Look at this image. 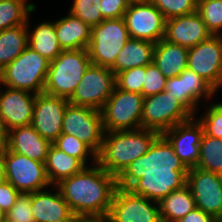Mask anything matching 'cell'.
<instances>
[{
    "label": "cell",
    "instance_id": "6da1fadb",
    "mask_svg": "<svg viewBox=\"0 0 222 222\" xmlns=\"http://www.w3.org/2000/svg\"><path fill=\"white\" fill-rule=\"evenodd\" d=\"M188 170L173 146L160 134L146 154L134 160L116 178L117 187L159 203L173 190L186 185Z\"/></svg>",
    "mask_w": 222,
    "mask_h": 222
},
{
    "label": "cell",
    "instance_id": "7a4b0ae2",
    "mask_svg": "<svg viewBox=\"0 0 222 222\" xmlns=\"http://www.w3.org/2000/svg\"><path fill=\"white\" fill-rule=\"evenodd\" d=\"M94 165L85 166L55 185L75 215H107L109 212L117 179L97 163Z\"/></svg>",
    "mask_w": 222,
    "mask_h": 222
},
{
    "label": "cell",
    "instance_id": "3957f363",
    "mask_svg": "<svg viewBox=\"0 0 222 222\" xmlns=\"http://www.w3.org/2000/svg\"><path fill=\"white\" fill-rule=\"evenodd\" d=\"M160 134L155 130L105 132L97 164L116 178L138 157L148 151Z\"/></svg>",
    "mask_w": 222,
    "mask_h": 222
},
{
    "label": "cell",
    "instance_id": "277c9868",
    "mask_svg": "<svg viewBox=\"0 0 222 222\" xmlns=\"http://www.w3.org/2000/svg\"><path fill=\"white\" fill-rule=\"evenodd\" d=\"M91 64L87 50H63L49 64L43 92L69 99Z\"/></svg>",
    "mask_w": 222,
    "mask_h": 222
},
{
    "label": "cell",
    "instance_id": "5b68a950",
    "mask_svg": "<svg viewBox=\"0 0 222 222\" xmlns=\"http://www.w3.org/2000/svg\"><path fill=\"white\" fill-rule=\"evenodd\" d=\"M50 61L27 47L0 72V84L34 94L44 91Z\"/></svg>",
    "mask_w": 222,
    "mask_h": 222
},
{
    "label": "cell",
    "instance_id": "8992f818",
    "mask_svg": "<svg viewBox=\"0 0 222 222\" xmlns=\"http://www.w3.org/2000/svg\"><path fill=\"white\" fill-rule=\"evenodd\" d=\"M144 97L116 86L101 109L105 132L131 131L141 128Z\"/></svg>",
    "mask_w": 222,
    "mask_h": 222
},
{
    "label": "cell",
    "instance_id": "52a82bcc",
    "mask_svg": "<svg viewBox=\"0 0 222 222\" xmlns=\"http://www.w3.org/2000/svg\"><path fill=\"white\" fill-rule=\"evenodd\" d=\"M129 39L123 17L104 19L97 26L92 27L91 39L87 48L91 63L111 68Z\"/></svg>",
    "mask_w": 222,
    "mask_h": 222
},
{
    "label": "cell",
    "instance_id": "ba28073f",
    "mask_svg": "<svg viewBox=\"0 0 222 222\" xmlns=\"http://www.w3.org/2000/svg\"><path fill=\"white\" fill-rule=\"evenodd\" d=\"M193 117L194 115L178 99L162 91L144 97L141 128L163 134L166 130Z\"/></svg>",
    "mask_w": 222,
    "mask_h": 222
},
{
    "label": "cell",
    "instance_id": "9c48e42d",
    "mask_svg": "<svg viewBox=\"0 0 222 222\" xmlns=\"http://www.w3.org/2000/svg\"><path fill=\"white\" fill-rule=\"evenodd\" d=\"M3 164L5 179L10 182L20 193H31L44 190L51 186L45 163L33 160L5 149L0 154Z\"/></svg>",
    "mask_w": 222,
    "mask_h": 222
},
{
    "label": "cell",
    "instance_id": "30bf717a",
    "mask_svg": "<svg viewBox=\"0 0 222 222\" xmlns=\"http://www.w3.org/2000/svg\"><path fill=\"white\" fill-rule=\"evenodd\" d=\"M115 86V74L110 68L91 64L68 101L101 111Z\"/></svg>",
    "mask_w": 222,
    "mask_h": 222
},
{
    "label": "cell",
    "instance_id": "8fae6325",
    "mask_svg": "<svg viewBox=\"0 0 222 222\" xmlns=\"http://www.w3.org/2000/svg\"><path fill=\"white\" fill-rule=\"evenodd\" d=\"M62 133L78 137L98 154L105 133L101 111L68 103L63 117Z\"/></svg>",
    "mask_w": 222,
    "mask_h": 222
},
{
    "label": "cell",
    "instance_id": "7c38bea8",
    "mask_svg": "<svg viewBox=\"0 0 222 222\" xmlns=\"http://www.w3.org/2000/svg\"><path fill=\"white\" fill-rule=\"evenodd\" d=\"M123 18L130 38L154 43L164 38L166 19L149 0L131 1Z\"/></svg>",
    "mask_w": 222,
    "mask_h": 222
},
{
    "label": "cell",
    "instance_id": "4fadbf2b",
    "mask_svg": "<svg viewBox=\"0 0 222 222\" xmlns=\"http://www.w3.org/2000/svg\"><path fill=\"white\" fill-rule=\"evenodd\" d=\"M107 216L110 222H162L157 202L120 187L115 189Z\"/></svg>",
    "mask_w": 222,
    "mask_h": 222
},
{
    "label": "cell",
    "instance_id": "5bb4252c",
    "mask_svg": "<svg viewBox=\"0 0 222 222\" xmlns=\"http://www.w3.org/2000/svg\"><path fill=\"white\" fill-rule=\"evenodd\" d=\"M186 185L194 197L196 207L222 222V175L197 167L190 168L186 175Z\"/></svg>",
    "mask_w": 222,
    "mask_h": 222
},
{
    "label": "cell",
    "instance_id": "9a60e30c",
    "mask_svg": "<svg viewBox=\"0 0 222 222\" xmlns=\"http://www.w3.org/2000/svg\"><path fill=\"white\" fill-rule=\"evenodd\" d=\"M187 68L203 77L216 90L222 86V35H211L207 40L188 49Z\"/></svg>",
    "mask_w": 222,
    "mask_h": 222
},
{
    "label": "cell",
    "instance_id": "2e32d148",
    "mask_svg": "<svg viewBox=\"0 0 222 222\" xmlns=\"http://www.w3.org/2000/svg\"><path fill=\"white\" fill-rule=\"evenodd\" d=\"M68 103V99L45 92L36 94L31 125L51 144L62 134L63 117Z\"/></svg>",
    "mask_w": 222,
    "mask_h": 222
},
{
    "label": "cell",
    "instance_id": "e0dca14e",
    "mask_svg": "<svg viewBox=\"0 0 222 222\" xmlns=\"http://www.w3.org/2000/svg\"><path fill=\"white\" fill-rule=\"evenodd\" d=\"M164 91L178 99L193 115H196L199 100L212 97L218 90L203 77L186 68L180 75L167 78Z\"/></svg>",
    "mask_w": 222,
    "mask_h": 222
},
{
    "label": "cell",
    "instance_id": "ac0fdd59",
    "mask_svg": "<svg viewBox=\"0 0 222 222\" xmlns=\"http://www.w3.org/2000/svg\"><path fill=\"white\" fill-rule=\"evenodd\" d=\"M204 128L193 117L187 122L180 123L166 130L162 135L173 146L175 154L190 169L197 166L200 158V142Z\"/></svg>",
    "mask_w": 222,
    "mask_h": 222
},
{
    "label": "cell",
    "instance_id": "d6986e66",
    "mask_svg": "<svg viewBox=\"0 0 222 222\" xmlns=\"http://www.w3.org/2000/svg\"><path fill=\"white\" fill-rule=\"evenodd\" d=\"M2 92L0 90V116L6 129L9 131L16 127L30 125L36 94L9 87Z\"/></svg>",
    "mask_w": 222,
    "mask_h": 222
},
{
    "label": "cell",
    "instance_id": "ffe728a7",
    "mask_svg": "<svg viewBox=\"0 0 222 222\" xmlns=\"http://www.w3.org/2000/svg\"><path fill=\"white\" fill-rule=\"evenodd\" d=\"M211 35L197 11L166 19L165 22L164 39L188 49L207 40Z\"/></svg>",
    "mask_w": 222,
    "mask_h": 222
},
{
    "label": "cell",
    "instance_id": "44dd1931",
    "mask_svg": "<svg viewBox=\"0 0 222 222\" xmlns=\"http://www.w3.org/2000/svg\"><path fill=\"white\" fill-rule=\"evenodd\" d=\"M50 145L31 124L8 131L7 149L33 160L45 163Z\"/></svg>",
    "mask_w": 222,
    "mask_h": 222
},
{
    "label": "cell",
    "instance_id": "7402d4cb",
    "mask_svg": "<svg viewBox=\"0 0 222 222\" xmlns=\"http://www.w3.org/2000/svg\"><path fill=\"white\" fill-rule=\"evenodd\" d=\"M56 193L49 190L31 192V210L35 222H53L62 219H75L68 203L64 200L56 186Z\"/></svg>",
    "mask_w": 222,
    "mask_h": 222
},
{
    "label": "cell",
    "instance_id": "603a6c76",
    "mask_svg": "<svg viewBox=\"0 0 222 222\" xmlns=\"http://www.w3.org/2000/svg\"><path fill=\"white\" fill-rule=\"evenodd\" d=\"M68 16L54 21L59 44L63 50H87L92 28L68 12Z\"/></svg>",
    "mask_w": 222,
    "mask_h": 222
},
{
    "label": "cell",
    "instance_id": "cb8c5ba5",
    "mask_svg": "<svg viewBox=\"0 0 222 222\" xmlns=\"http://www.w3.org/2000/svg\"><path fill=\"white\" fill-rule=\"evenodd\" d=\"M153 63L166 78L178 76L187 68L188 48L163 38L155 45Z\"/></svg>",
    "mask_w": 222,
    "mask_h": 222
},
{
    "label": "cell",
    "instance_id": "d4e9b609",
    "mask_svg": "<svg viewBox=\"0 0 222 222\" xmlns=\"http://www.w3.org/2000/svg\"><path fill=\"white\" fill-rule=\"evenodd\" d=\"M155 45L154 42L130 38L117 55L115 63L110 69L116 75L128 69L151 64Z\"/></svg>",
    "mask_w": 222,
    "mask_h": 222
},
{
    "label": "cell",
    "instance_id": "484cf974",
    "mask_svg": "<svg viewBox=\"0 0 222 222\" xmlns=\"http://www.w3.org/2000/svg\"><path fill=\"white\" fill-rule=\"evenodd\" d=\"M85 165L76 157L51 144L45 161V170L50 184L55 186L61 180L80 172Z\"/></svg>",
    "mask_w": 222,
    "mask_h": 222
},
{
    "label": "cell",
    "instance_id": "4316f807",
    "mask_svg": "<svg viewBox=\"0 0 222 222\" xmlns=\"http://www.w3.org/2000/svg\"><path fill=\"white\" fill-rule=\"evenodd\" d=\"M158 204L162 222H178L196 208L194 197L187 185L173 190Z\"/></svg>",
    "mask_w": 222,
    "mask_h": 222
},
{
    "label": "cell",
    "instance_id": "83f0119b",
    "mask_svg": "<svg viewBox=\"0 0 222 222\" xmlns=\"http://www.w3.org/2000/svg\"><path fill=\"white\" fill-rule=\"evenodd\" d=\"M0 31V72L28 47L29 21Z\"/></svg>",
    "mask_w": 222,
    "mask_h": 222
},
{
    "label": "cell",
    "instance_id": "f1b7e54d",
    "mask_svg": "<svg viewBox=\"0 0 222 222\" xmlns=\"http://www.w3.org/2000/svg\"><path fill=\"white\" fill-rule=\"evenodd\" d=\"M28 47L50 62L56 59L63 49L57 39L54 22H42L31 33L28 31Z\"/></svg>",
    "mask_w": 222,
    "mask_h": 222
},
{
    "label": "cell",
    "instance_id": "f546056e",
    "mask_svg": "<svg viewBox=\"0 0 222 222\" xmlns=\"http://www.w3.org/2000/svg\"><path fill=\"white\" fill-rule=\"evenodd\" d=\"M35 9V4H28L26 0H0V31L27 25L28 16Z\"/></svg>",
    "mask_w": 222,
    "mask_h": 222
},
{
    "label": "cell",
    "instance_id": "4dcf8cb0",
    "mask_svg": "<svg viewBox=\"0 0 222 222\" xmlns=\"http://www.w3.org/2000/svg\"><path fill=\"white\" fill-rule=\"evenodd\" d=\"M197 168L222 175V139L202 135Z\"/></svg>",
    "mask_w": 222,
    "mask_h": 222
},
{
    "label": "cell",
    "instance_id": "1f68e13d",
    "mask_svg": "<svg viewBox=\"0 0 222 222\" xmlns=\"http://www.w3.org/2000/svg\"><path fill=\"white\" fill-rule=\"evenodd\" d=\"M53 144L66 154L79 159L85 166L88 164L89 155H92L94 163L97 162V154L76 136L62 133Z\"/></svg>",
    "mask_w": 222,
    "mask_h": 222
},
{
    "label": "cell",
    "instance_id": "d6a6232c",
    "mask_svg": "<svg viewBox=\"0 0 222 222\" xmlns=\"http://www.w3.org/2000/svg\"><path fill=\"white\" fill-rule=\"evenodd\" d=\"M197 12L212 35H222V0H198Z\"/></svg>",
    "mask_w": 222,
    "mask_h": 222
},
{
    "label": "cell",
    "instance_id": "836d02e7",
    "mask_svg": "<svg viewBox=\"0 0 222 222\" xmlns=\"http://www.w3.org/2000/svg\"><path fill=\"white\" fill-rule=\"evenodd\" d=\"M100 2L101 0H74L69 12L92 28L104 20Z\"/></svg>",
    "mask_w": 222,
    "mask_h": 222
},
{
    "label": "cell",
    "instance_id": "e575fe53",
    "mask_svg": "<svg viewBox=\"0 0 222 222\" xmlns=\"http://www.w3.org/2000/svg\"><path fill=\"white\" fill-rule=\"evenodd\" d=\"M165 19L188 15L197 11L198 0H149Z\"/></svg>",
    "mask_w": 222,
    "mask_h": 222
},
{
    "label": "cell",
    "instance_id": "d590c367",
    "mask_svg": "<svg viewBox=\"0 0 222 222\" xmlns=\"http://www.w3.org/2000/svg\"><path fill=\"white\" fill-rule=\"evenodd\" d=\"M146 66L135 67L115 75L116 87L132 93L143 95V82Z\"/></svg>",
    "mask_w": 222,
    "mask_h": 222
},
{
    "label": "cell",
    "instance_id": "8d00e7d4",
    "mask_svg": "<svg viewBox=\"0 0 222 222\" xmlns=\"http://www.w3.org/2000/svg\"><path fill=\"white\" fill-rule=\"evenodd\" d=\"M204 117L197 120L202 124L204 132L215 138L222 139V103H212Z\"/></svg>",
    "mask_w": 222,
    "mask_h": 222
},
{
    "label": "cell",
    "instance_id": "74e56055",
    "mask_svg": "<svg viewBox=\"0 0 222 222\" xmlns=\"http://www.w3.org/2000/svg\"><path fill=\"white\" fill-rule=\"evenodd\" d=\"M5 222H35L31 210V193H21L5 214Z\"/></svg>",
    "mask_w": 222,
    "mask_h": 222
},
{
    "label": "cell",
    "instance_id": "f35d334b",
    "mask_svg": "<svg viewBox=\"0 0 222 222\" xmlns=\"http://www.w3.org/2000/svg\"><path fill=\"white\" fill-rule=\"evenodd\" d=\"M167 78L160 72L152 62L146 65V72L143 82V97L155 95L165 90Z\"/></svg>",
    "mask_w": 222,
    "mask_h": 222
},
{
    "label": "cell",
    "instance_id": "ab89813d",
    "mask_svg": "<svg viewBox=\"0 0 222 222\" xmlns=\"http://www.w3.org/2000/svg\"><path fill=\"white\" fill-rule=\"evenodd\" d=\"M131 0H101L100 10L104 19H118L124 16Z\"/></svg>",
    "mask_w": 222,
    "mask_h": 222
},
{
    "label": "cell",
    "instance_id": "60d3db41",
    "mask_svg": "<svg viewBox=\"0 0 222 222\" xmlns=\"http://www.w3.org/2000/svg\"><path fill=\"white\" fill-rule=\"evenodd\" d=\"M21 193L8 181L0 185V209L6 214Z\"/></svg>",
    "mask_w": 222,
    "mask_h": 222
},
{
    "label": "cell",
    "instance_id": "b9f144b4",
    "mask_svg": "<svg viewBox=\"0 0 222 222\" xmlns=\"http://www.w3.org/2000/svg\"><path fill=\"white\" fill-rule=\"evenodd\" d=\"M178 222H220L212 214L205 213L198 207L191 210Z\"/></svg>",
    "mask_w": 222,
    "mask_h": 222
},
{
    "label": "cell",
    "instance_id": "7bdbcfd3",
    "mask_svg": "<svg viewBox=\"0 0 222 222\" xmlns=\"http://www.w3.org/2000/svg\"><path fill=\"white\" fill-rule=\"evenodd\" d=\"M74 222H110L107 215H76Z\"/></svg>",
    "mask_w": 222,
    "mask_h": 222
},
{
    "label": "cell",
    "instance_id": "ee69618b",
    "mask_svg": "<svg viewBox=\"0 0 222 222\" xmlns=\"http://www.w3.org/2000/svg\"><path fill=\"white\" fill-rule=\"evenodd\" d=\"M8 144V130L0 116V154L7 149Z\"/></svg>",
    "mask_w": 222,
    "mask_h": 222
},
{
    "label": "cell",
    "instance_id": "f6af8a7d",
    "mask_svg": "<svg viewBox=\"0 0 222 222\" xmlns=\"http://www.w3.org/2000/svg\"><path fill=\"white\" fill-rule=\"evenodd\" d=\"M4 181H6V179H5V173H4L3 164H2V162H1V160H0V185H1Z\"/></svg>",
    "mask_w": 222,
    "mask_h": 222
},
{
    "label": "cell",
    "instance_id": "bcb514c9",
    "mask_svg": "<svg viewBox=\"0 0 222 222\" xmlns=\"http://www.w3.org/2000/svg\"><path fill=\"white\" fill-rule=\"evenodd\" d=\"M0 222H5V213L0 209Z\"/></svg>",
    "mask_w": 222,
    "mask_h": 222
},
{
    "label": "cell",
    "instance_id": "7dc6e473",
    "mask_svg": "<svg viewBox=\"0 0 222 222\" xmlns=\"http://www.w3.org/2000/svg\"><path fill=\"white\" fill-rule=\"evenodd\" d=\"M75 219H62V220H55L53 222H74Z\"/></svg>",
    "mask_w": 222,
    "mask_h": 222
}]
</instances>
